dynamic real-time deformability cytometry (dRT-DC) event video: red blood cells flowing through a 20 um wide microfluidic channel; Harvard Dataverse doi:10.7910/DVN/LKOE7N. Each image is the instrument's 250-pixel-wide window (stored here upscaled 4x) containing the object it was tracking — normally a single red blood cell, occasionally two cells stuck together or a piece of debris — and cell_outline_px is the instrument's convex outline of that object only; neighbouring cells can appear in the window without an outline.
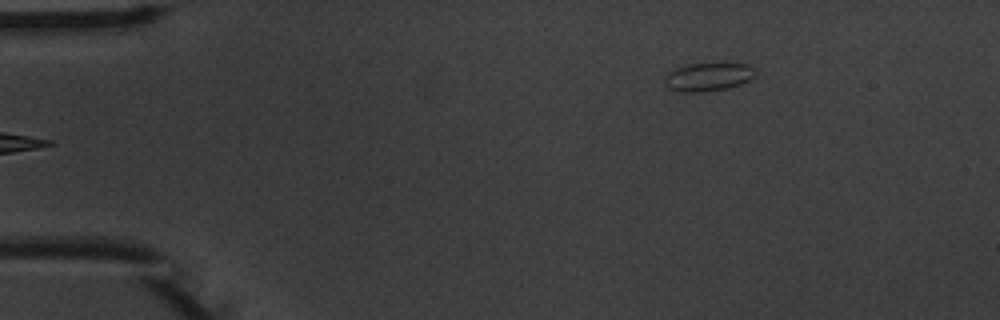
{"species": "common noctule bat (a hibernating species)", "species_latin": "Nyctalus noctula", "temperature_condition": "warm", "stored_images_in_passage": 6, "camera_frame_rate_fps": 3000, "um_per_image_px": 0.085, "animal": {"sex": "male", "body_mass_g": 20.1, "forearm_length_mm": 53.5}, "frame": {"image": 1, "passage_image": 6, "time_ms": 6.0, "image_size_px": [1000, 320], "cell_outline_px": [[756, 72], [748, 80], [740, 84], [728, 88], [704, 92], [680, 92], [668, 88], [664, 84], [664, 76], [668, 72], [676, 68], [688, 64], [748, 64]], "centroid_in_image_um": [60.12, 6.55], "position_along_channel_um": 24.9, "area_um2": 14.85}}